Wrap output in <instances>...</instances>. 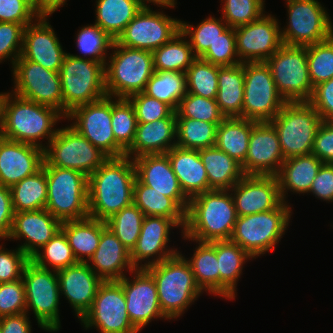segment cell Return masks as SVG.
I'll use <instances>...</instances> for the list:
<instances>
[{
	"instance_id": "6da1fadb",
	"label": "cell",
	"mask_w": 333,
	"mask_h": 333,
	"mask_svg": "<svg viewBox=\"0 0 333 333\" xmlns=\"http://www.w3.org/2000/svg\"><path fill=\"white\" fill-rule=\"evenodd\" d=\"M136 168L128 156L110 157L88 177L89 217L107 221L133 204Z\"/></svg>"
},
{
	"instance_id": "7a4b0ae2",
	"label": "cell",
	"mask_w": 333,
	"mask_h": 333,
	"mask_svg": "<svg viewBox=\"0 0 333 333\" xmlns=\"http://www.w3.org/2000/svg\"><path fill=\"white\" fill-rule=\"evenodd\" d=\"M230 190H211L189 200L184 240L213 242L230 240L237 220Z\"/></svg>"
},
{
	"instance_id": "3957f363",
	"label": "cell",
	"mask_w": 333,
	"mask_h": 333,
	"mask_svg": "<svg viewBox=\"0 0 333 333\" xmlns=\"http://www.w3.org/2000/svg\"><path fill=\"white\" fill-rule=\"evenodd\" d=\"M65 118L58 110L26 100L13 93H5L2 102L0 135L3 138L28 143L45 149L40 139L54 138L57 121Z\"/></svg>"
},
{
	"instance_id": "277c9868",
	"label": "cell",
	"mask_w": 333,
	"mask_h": 333,
	"mask_svg": "<svg viewBox=\"0 0 333 333\" xmlns=\"http://www.w3.org/2000/svg\"><path fill=\"white\" fill-rule=\"evenodd\" d=\"M145 269L156 283L161 311L168 320L182 316L187 307L204 293L196 284L187 258L180 252Z\"/></svg>"
},
{
	"instance_id": "5b68a950",
	"label": "cell",
	"mask_w": 333,
	"mask_h": 333,
	"mask_svg": "<svg viewBox=\"0 0 333 333\" xmlns=\"http://www.w3.org/2000/svg\"><path fill=\"white\" fill-rule=\"evenodd\" d=\"M111 49L114 53L105 63L107 96L129 98L143 92L154 73L153 52L128 48L116 40Z\"/></svg>"
},
{
	"instance_id": "8992f818",
	"label": "cell",
	"mask_w": 333,
	"mask_h": 333,
	"mask_svg": "<svg viewBox=\"0 0 333 333\" xmlns=\"http://www.w3.org/2000/svg\"><path fill=\"white\" fill-rule=\"evenodd\" d=\"M47 179L45 209L61 222L89 217L88 177L76 170L43 163Z\"/></svg>"
},
{
	"instance_id": "52a82bcc",
	"label": "cell",
	"mask_w": 333,
	"mask_h": 333,
	"mask_svg": "<svg viewBox=\"0 0 333 333\" xmlns=\"http://www.w3.org/2000/svg\"><path fill=\"white\" fill-rule=\"evenodd\" d=\"M291 212V207L283 201L273 210L238 216L230 240L238 244L253 259L274 251L287 230Z\"/></svg>"
},
{
	"instance_id": "ba28073f",
	"label": "cell",
	"mask_w": 333,
	"mask_h": 333,
	"mask_svg": "<svg viewBox=\"0 0 333 333\" xmlns=\"http://www.w3.org/2000/svg\"><path fill=\"white\" fill-rule=\"evenodd\" d=\"M63 116L74 108L96 102L107 96L105 86V64L89 59L77 58L67 53L59 70Z\"/></svg>"
},
{
	"instance_id": "9c48e42d",
	"label": "cell",
	"mask_w": 333,
	"mask_h": 333,
	"mask_svg": "<svg viewBox=\"0 0 333 333\" xmlns=\"http://www.w3.org/2000/svg\"><path fill=\"white\" fill-rule=\"evenodd\" d=\"M321 116L309 102H286L270 121L276 129L284 160L312 152Z\"/></svg>"
},
{
	"instance_id": "30bf717a",
	"label": "cell",
	"mask_w": 333,
	"mask_h": 333,
	"mask_svg": "<svg viewBox=\"0 0 333 333\" xmlns=\"http://www.w3.org/2000/svg\"><path fill=\"white\" fill-rule=\"evenodd\" d=\"M22 280L26 295V312L33 310L38 326L48 332L61 328L59 315L60 287L57 271L37 266L29 260Z\"/></svg>"
},
{
	"instance_id": "8fae6325",
	"label": "cell",
	"mask_w": 333,
	"mask_h": 333,
	"mask_svg": "<svg viewBox=\"0 0 333 333\" xmlns=\"http://www.w3.org/2000/svg\"><path fill=\"white\" fill-rule=\"evenodd\" d=\"M279 95L286 102H309L314 87L309 77L307 46L283 44L266 61Z\"/></svg>"
},
{
	"instance_id": "7c38bea8",
	"label": "cell",
	"mask_w": 333,
	"mask_h": 333,
	"mask_svg": "<svg viewBox=\"0 0 333 333\" xmlns=\"http://www.w3.org/2000/svg\"><path fill=\"white\" fill-rule=\"evenodd\" d=\"M109 158L69 125L58 129L44 149V160L50 166L76 170L87 177Z\"/></svg>"
},
{
	"instance_id": "4fadbf2b",
	"label": "cell",
	"mask_w": 333,
	"mask_h": 333,
	"mask_svg": "<svg viewBox=\"0 0 333 333\" xmlns=\"http://www.w3.org/2000/svg\"><path fill=\"white\" fill-rule=\"evenodd\" d=\"M244 100L242 118L270 122L286 101L277 92L266 62L244 63Z\"/></svg>"
},
{
	"instance_id": "5bb4252c",
	"label": "cell",
	"mask_w": 333,
	"mask_h": 333,
	"mask_svg": "<svg viewBox=\"0 0 333 333\" xmlns=\"http://www.w3.org/2000/svg\"><path fill=\"white\" fill-rule=\"evenodd\" d=\"M287 28H280L283 44L307 46L328 39L333 23L318 0H286Z\"/></svg>"
},
{
	"instance_id": "9a60e30c",
	"label": "cell",
	"mask_w": 333,
	"mask_h": 333,
	"mask_svg": "<svg viewBox=\"0 0 333 333\" xmlns=\"http://www.w3.org/2000/svg\"><path fill=\"white\" fill-rule=\"evenodd\" d=\"M85 329L100 333H139L129 320L126 299L119 280L103 281L90 309L80 319Z\"/></svg>"
},
{
	"instance_id": "2e32d148",
	"label": "cell",
	"mask_w": 333,
	"mask_h": 333,
	"mask_svg": "<svg viewBox=\"0 0 333 333\" xmlns=\"http://www.w3.org/2000/svg\"><path fill=\"white\" fill-rule=\"evenodd\" d=\"M65 118L75 120L70 126L109 157L125 156V150L115 141L113 134L112 97L80 105Z\"/></svg>"
},
{
	"instance_id": "e0dca14e",
	"label": "cell",
	"mask_w": 333,
	"mask_h": 333,
	"mask_svg": "<svg viewBox=\"0 0 333 333\" xmlns=\"http://www.w3.org/2000/svg\"><path fill=\"white\" fill-rule=\"evenodd\" d=\"M13 94L52 107L63 115V94L59 72L51 71L27 59L12 66Z\"/></svg>"
},
{
	"instance_id": "ac0fdd59",
	"label": "cell",
	"mask_w": 333,
	"mask_h": 333,
	"mask_svg": "<svg viewBox=\"0 0 333 333\" xmlns=\"http://www.w3.org/2000/svg\"><path fill=\"white\" fill-rule=\"evenodd\" d=\"M180 31L181 20L143 6L116 41L128 48L153 52Z\"/></svg>"
},
{
	"instance_id": "d6986e66",
	"label": "cell",
	"mask_w": 333,
	"mask_h": 333,
	"mask_svg": "<svg viewBox=\"0 0 333 333\" xmlns=\"http://www.w3.org/2000/svg\"><path fill=\"white\" fill-rule=\"evenodd\" d=\"M278 19L271 14L234 29L236 52L241 63L265 62L282 45Z\"/></svg>"
},
{
	"instance_id": "ffe728a7",
	"label": "cell",
	"mask_w": 333,
	"mask_h": 333,
	"mask_svg": "<svg viewBox=\"0 0 333 333\" xmlns=\"http://www.w3.org/2000/svg\"><path fill=\"white\" fill-rule=\"evenodd\" d=\"M185 224L186 220H171L162 216H145L136 246L130 252L132 265L135 268H146L179 253L178 250L168 248L170 228L180 226L182 227L181 233H183ZM143 261H145L144 264H142Z\"/></svg>"
},
{
	"instance_id": "44dd1931",
	"label": "cell",
	"mask_w": 333,
	"mask_h": 333,
	"mask_svg": "<svg viewBox=\"0 0 333 333\" xmlns=\"http://www.w3.org/2000/svg\"><path fill=\"white\" fill-rule=\"evenodd\" d=\"M131 273L133 280L125 275L119 281L124 291L129 320L140 332L153 319L167 318L161 311L152 275L145 268H135Z\"/></svg>"
},
{
	"instance_id": "7402d4cb",
	"label": "cell",
	"mask_w": 333,
	"mask_h": 333,
	"mask_svg": "<svg viewBox=\"0 0 333 333\" xmlns=\"http://www.w3.org/2000/svg\"><path fill=\"white\" fill-rule=\"evenodd\" d=\"M284 162L279 136L270 122L252 120V132L245 162V175L276 176Z\"/></svg>"
},
{
	"instance_id": "603a6c76",
	"label": "cell",
	"mask_w": 333,
	"mask_h": 333,
	"mask_svg": "<svg viewBox=\"0 0 333 333\" xmlns=\"http://www.w3.org/2000/svg\"><path fill=\"white\" fill-rule=\"evenodd\" d=\"M48 18V15H40L34 23L25 26L23 48L18 59H27L59 72L67 52L62 49Z\"/></svg>"
},
{
	"instance_id": "cb8c5ba5",
	"label": "cell",
	"mask_w": 333,
	"mask_h": 333,
	"mask_svg": "<svg viewBox=\"0 0 333 333\" xmlns=\"http://www.w3.org/2000/svg\"><path fill=\"white\" fill-rule=\"evenodd\" d=\"M230 192L238 216L273 210L283 202L276 176L245 175Z\"/></svg>"
},
{
	"instance_id": "d4e9b609",
	"label": "cell",
	"mask_w": 333,
	"mask_h": 333,
	"mask_svg": "<svg viewBox=\"0 0 333 333\" xmlns=\"http://www.w3.org/2000/svg\"><path fill=\"white\" fill-rule=\"evenodd\" d=\"M44 163V149L0 135V185L11 188L38 172Z\"/></svg>"
},
{
	"instance_id": "484cf974",
	"label": "cell",
	"mask_w": 333,
	"mask_h": 333,
	"mask_svg": "<svg viewBox=\"0 0 333 333\" xmlns=\"http://www.w3.org/2000/svg\"><path fill=\"white\" fill-rule=\"evenodd\" d=\"M61 225L46 209L14 212L8 239H25L19 248L31 258L61 230Z\"/></svg>"
},
{
	"instance_id": "4316f807",
	"label": "cell",
	"mask_w": 333,
	"mask_h": 333,
	"mask_svg": "<svg viewBox=\"0 0 333 333\" xmlns=\"http://www.w3.org/2000/svg\"><path fill=\"white\" fill-rule=\"evenodd\" d=\"M60 295H64L80 320L90 309L103 280L86 262H77L57 271Z\"/></svg>"
},
{
	"instance_id": "83f0119b",
	"label": "cell",
	"mask_w": 333,
	"mask_h": 333,
	"mask_svg": "<svg viewBox=\"0 0 333 333\" xmlns=\"http://www.w3.org/2000/svg\"><path fill=\"white\" fill-rule=\"evenodd\" d=\"M136 177L155 191L172 198L185 212L189 199L184 195L166 154L143 155L133 159Z\"/></svg>"
},
{
	"instance_id": "f1b7e54d",
	"label": "cell",
	"mask_w": 333,
	"mask_h": 333,
	"mask_svg": "<svg viewBox=\"0 0 333 333\" xmlns=\"http://www.w3.org/2000/svg\"><path fill=\"white\" fill-rule=\"evenodd\" d=\"M89 261L86 263L103 281L120 280L126 274L124 270L131 273L135 269L130 251L107 226L102 230L98 247Z\"/></svg>"
},
{
	"instance_id": "f546056e",
	"label": "cell",
	"mask_w": 333,
	"mask_h": 333,
	"mask_svg": "<svg viewBox=\"0 0 333 333\" xmlns=\"http://www.w3.org/2000/svg\"><path fill=\"white\" fill-rule=\"evenodd\" d=\"M174 146L176 111L167 118L151 123H137L134 141L125 151V156L134 159L143 155L166 154Z\"/></svg>"
},
{
	"instance_id": "4dcf8cb0",
	"label": "cell",
	"mask_w": 333,
	"mask_h": 333,
	"mask_svg": "<svg viewBox=\"0 0 333 333\" xmlns=\"http://www.w3.org/2000/svg\"><path fill=\"white\" fill-rule=\"evenodd\" d=\"M166 155L181 190L189 200L203 192L212 190L209 187L207 172L199 156V150L174 146Z\"/></svg>"
},
{
	"instance_id": "1f68e13d",
	"label": "cell",
	"mask_w": 333,
	"mask_h": 333,
	"mask_svg": "<svg viewBox=\"0 0 333 333\" xmlns=\"http://www.w3.org/2000/svg\"><path fill=\"white\" fill-rule=\"evenodd\" d=\"M323 164L313 154L285 159L276 175L282 200L286 202L288 191L308 194Z\"/></svg>"
},
{
	"instance_id": "d6a6232c",
	"label": "cell",
	"mask_w": 333,
	"mask_h": 333,
	"mask_svg": "<svg viewBox=\"0 0 333 333\" xmlns=\"http://www.w3.org/2000/svg\"><path fill=\"white\" fill-rule=\"evenodd\" d=\"M244 63L219 66L216 102L226 118H242L244 100Z\"/></svg>"
},
{
	"instance_id": "836d02e7",
	"label": "cell",
	"mask_w": 333,
	"mask_h": 333,
	"mask_svg": "<svg viewBox=\"0 0 333 333\" xmlns=\"http://www.w3.org/2000/svg\"><path fill=\"white\" fill-rule=\"evenodd\" d=\"M212 190H230L244 176L241 164L216 146L199 150Z\"/></svg>"
},
{
	"instance_id": "e575fe53",
	"label": "cell",
	"mask_w": 333,
	"mask_h": 333,
	"mask_svg": "<svg viewBox=\"0 0 333 333\" xmlns=\"http://www.w3.org/2000/svg\"><path fill=\"white\" fill-rule=\"evenodd\" d=\"M105 227V221L91 217L62 222L61 230L66 235L77 262H89L98 247L101 232Z\"/></svg>"
},
{
	"instance_id": "d590c367",
	"label": "cell",
	"mask_w": 333,
	"mask_h": 333,
	"mask_svg": "<svg viewBox=\"0 0 333 333\" xmlns=\"http://www.w3.org/2000/svg\"><path fill=\"white\" fill-rule=\"evenodd\" d=\"M252 257L231 240L217 241V261L220 272V297L235 299L238 278L243 265Z\"/></svg>"
},
{
	"instance_id": "8d00e7d4",
	"label": "cell",
	"mask_w": 333,
	"mask_h": 333,
	"mask_svg": "<svg viewBox=\"0 0 333 333\" xmlns=\"http://www.w3.org/2000/svg\"><path fill=\"white\" fill-rule=\"evenodd\" d=\"M142 7L137 0H96L95 25L115 41Z\"/></svg>"
},
{
	"instance_id": "74e56055",
	"label": "cell",
	"mask_w": 333,
	"mask_h": 333,
	"mask_svg": "<svg viewBox=\"0 0 333 333\" xmlns=\"http://www.w3.org/2000/svg\"><path fill=\"white\" fill-rule=\"evenodd\" d=\"M251 132L252 120L225 118L218 125L215 146L242 165L246 159Z\"/></svg>"
},
{
	"instance_id": "f35d334b",
	"label": "cell",
	"mask_w": 333,
	"mask_h": 333,
	"mask_svg": "<svg viewBox=\"0 0 333 333\" xmlns=\"http://www.w3.org/2000/svg\"><path fill=\"white\" fill-rule=\"evenodd\" d=\"M192 258L187 259L196 284L202 291L220 297V272L217 261V241L197 242Z\"/></svg>"
},
{
	"instance_id": "ab89813d",
	"label": "cell",
	"mask_w": 333,
	"mask_h": 333,
	"mask_svg": "<svg viewBox=\"0 0 333 333\" xmlns=\"http://www.w3.org/2000/svg\"><path fill=\"white\" fill-rule=\"evenodd\" d=\"M14 212L45 209L47 202V179L45 169L27 176L11 188Z\"/></svg>"
},
{
	"instance_id": "60d3db41",
	"label": "cell",
	"mask_w": 333,
	"mask_h": 333,
	"mask_svg": "<svg viewBox=\"0 0 333 333\" xmlns=\"http://www.w3.org/2000/svg\"><path fill=\"white\" fill-rule=\"evenodd\" d=\"M133 203L145 216L186 220V212L172 198L144 185L137 177L134 183Z\"/></svg>"
},
{
	"instance_id": "b9f144b4",
	"label": "cell",
	"mask_w": 333,
	"mask_h": 333,
	"mask_svg": "<svg viewBox=\"0 0 333 333\" xmlns=\"http://www.w3.org/2000/svg\"><path fill=\"white\" fill-rule=\"evenodd\" d=\"M196 58L189 40H186V36L180 31L166 44L153 51L154 71L185 73Z\"/></svg>"
},
{
	"instance_id": "7bdbcfd3",
	"label": "cell",
	"mask_w": 333,
	"mask_h": 333,
	"mask_svg": "<svg viewBox=\"0 0 333 333\" xmlns=\"http://www.w3.org/2000/svg\"><path fill=\"white\" fill-rule=\"evenodd\" d=\"M143 92L165 102L176 111L187 93L186 74L167 70L154 71Z\"/></svg>"
},
{
	"instance_id": "ee69618b",
	"label": "cell",
	"mask_w": 333,
	"mask_h": 333,
	"mask_svg": "<svg viewBox=\"0 0 333 333\" xmlns=\"http://www.w3.org/2000/svg\"><path fill=\"white\" fill-rule=\"evenodd\" d=\"M219 124L190 118H176V146L192 150L215 146Z\"/></svg>"
},
{
	"instance_id": "f6af8a7d",
	"label": "cell",
	"mask_w": 333,
	"mask_h": 333,
	"mask_svg": "<svg viewBox=\"0 0 333 333\" xmlns=\"http://www.w3.org/2000/svg\"><path fill=\"white\" fill-rule=\"evenodd\" d=\"M30 260L39 267L46 269L50 267L53 271H59L77 263L68 239L62 230L39 249Z\"/></svg>"
},
{
	"instance_id": "bcb514c9",
	"label": "cell",
	"mask_w": 333,
	"mask_h": 333,
	"mask_svg": "<svg viewBox=\"0 0 333 333\" xmlns=\"http://www.w3.org/2000/svg\"><path fill=\"white\" fill-rule=\"evenodd\" d=\"M144 218L143 212L133 203L114 214L105 222L106 226L131 252L136 246Z\"/></svg>"
},
{
	"instance_id": "7dc6e473",
	"label": "cell",
	"mask_w": 333,
	"mask_h": 333,
	"mask_svg": "<svg viewBox=\"0 0 333 333\" xmlns=\"http://www.w3.org/2000/svg\"><path fill=\"white\" fill-rule=\"evenodd\" d=\"M219 66L197 57L185 72L187 93L215 99L218 92Z\"/></svg>"
},
{
	"instance_id": "c3c4849f",
	"label": "cell",
	"mask_w": 333,
	"mask_h": 333,
	"mask_svg": "<svg viewBox=\"0 0 333 333\" xmlns=\"http://www.w3.org/2000/svg\"><path fill=\"white\" fill-rule=\"evenodd\" d=\"M207 17L196 28L187 22L181 21V32L189 37L190 45L196 57H201L229 26L221 18ZM223 21V22H222Z\"/></svg>"
},
{
	"instance_id": "681fc988",
	"label": "cell",
	"mask_w": 333,
	"mask_h": 333,
	"mask_svg": "<svg viewBox=\"0 0 333 333\" xmlns=\"http://www.w3.org/2000/svg\"><path fill=\"white\" fill-rule=\"evenodd\" d=\"M111 121L115 141L126 151L134 141L137 128L135 109L128 98L112 97Z\"/></svg>"
},
{
	"instance_id": "f907efd6",
	"label": "cell",
	"mask_w": 333,
	"mask_h": 333,
	"mask_svg": "<svg viewBox=\"0 0 333 333\" xmlns=\"http://www.w3.org/2000/svg\"><path fill=\"white\" fill-rule=\"evenodd\" d=\"M80 29L76 37V46L83 55H71L105 64L107 50L111 49L114 40L95 24H88Z\"/></svg>"
},
{
	"instance_id": "816d5d0a",
	"label": "cell",
	"mask_w": 333,
	"mask_h": 333,
	"mask_svg": "<svg viewBox=\"0 0 333 333\" xmlns=\"http://www.w3.org/2000/svg\"><path fill=\"white\" fill-rule=\"evenodd\" d=\"M307 63L313 87L333 78V34L324 41L307 45Z\"/></svg>"
},
{
	"instance_id": "f5cc1de1",
	"label": "cell",
	"mask_w": 333,
	"mask_h": 333,
	"mask_svg": "<svg viewBox=\"0 0 333 333\" xmlns=\"http://www.w3.org/2000/svg\"><path fill=\"white\" fill-rule=\"evenodd\" d=\"M176 118L221 123L226 117L221 113L215 99L186 93L176 110Z\"/></svg>"
},
{
	"instance_id": "db71d44e",
	"label": "cell",
	"mask_w": 333,
	"mask_h": 333,
	"mask_svg": "<svg viewBox=\"0 0 333 333\" xmlns=\"http://www.w3.org/2000/svg\"><path fill=\"white\" fill-rule=\"evenodd\" d=\"M222 19L229 27L237 28L261 18L265 0H221Z\"/></svg>"
},
{
	"instance_id": "11a10c76",
	"label": "cell",
	"mask_w": 333,
	"mask_h": 333,
	"mask_svg": "<svg viewBox=\"0 0 333 333\" xmlns=\"http://www.w3.org/2000/svg\"><path fill=\"white\" fill-rule=\"evenodd\" d=\"M201 59L220 67L233 66L241 63L236 52L235 31L229 27L210 45Z\"/></svg>"
},
{
	"instance_id": "9f6ffc18",
	"label": "cell",
	"mask_w": 333,
	"mask_h": 333,
	"mask_svg": "<svg viewBox=\"0 0 333 333\" xmlns=\"http://www.w3.org/2000/svg\"><path fill=\"white\" fill-rule=\"evenodd\" d=\"M128 99L134 106L137 123H151L167 118L175 111L165 102L157 100L144 92L134 94Z\"/></svg>"
},
{
	"instance_id": "6f0895ef",
	"label": "cell",
	"mask_w": 333,
	"mask_h": 333,
	"mask_svg": "<svg viewBox=\"0 0 333 333\" xmlns=\"http://www.w3.org/2000/svg\"><path fill=\"white\" fill-rule=\"evenodd\" d=\"M26 312V295L22 278L0 283V317Z\"/></svg>"
},
{
	"instance_id": "680465c9",
	"label": "cell",
	"mask_w": 333,
	"mask_h": 333,
	"mask_svg": "<svg viewBox=\"0 0 333 333\" xmlns=\"http://www.w3.org/2000/svg\"><path fill=\"white\" fill-rule=\"evenodd\" d=\"M24 26L13 22H0V63L10 59L12 66L23 48Z\"/></svg>"
},
{
	"instance_id": "91938a15",
	"label": "cell",
	"mask_w": 333,
	"mask_h": 333,
	"mask_svg": "<svg viewBox=\"0 0 333 333\" xmlns=\"http://www.w3.org/2000/svg\"><path fill=\"white\" fill-rule=\"evenodd\" d=\"M40 15L33 0H0V22H13L25 27Z\"/></svg>"
},
{
	"instance_id": "94428289",
	"label": "cell",
	"mask_w": 333,
	"mask_h": 333,
	"mask_svg": "<svg viewBox=\"0 0 333 333\" xmlns=\"http://www.w3.org/2000/svg\"><path fill=\"white\" fill-rule=\"evenodd\" d=\"M30 258L18 247L5 250L0 245V283L12 282L22 278L26 263Z\"/></svg>"
},
{
	"instance_id": "6125c7cd",
	"label": "cell",
	"mask_w": 333,
	"mask_h": 333,
	"mask_svg": "<svg viewBox=\"0 0 333 333\" xmlns=\"http://www.w3.org/2000/svg\"><path fill=\"white\" fill-rule=\"evenodd\" d=\"M309 103L321 116L322 121H333V78L314 87Z\"/></svg>"
},
{
	"instance_id": "be15d7a7",
	"label": "cell",
	"mask_w": 333,
	"mask_h": 333,
	"mask_svg": "<svg viewBox=\"0 0 333 333\" xmlns=\"http://www.w3.org/2000/svg\"><path fill=\"white\" fill-rule=\"evenodd\" d=\"M323 163L333 164V121H322L315 135L312 152Z\"/></svg>"
},
{
	"instance_id": "e7e4bbea",
	"label": "cell",
	"mask_w": 333,
	"mask_h": 333,
	"mask_svg": "<svg viewBox=\"0 0 333 333\" xmlns=\"http://www.w3.org/2000/svg\"><path fill=\"white\" fill-rule=\"evenodd\" d=\"M311 192L316 198L333 201V164L324 163L320 167L308 193Z\"/></svg>"
},
{
	"instance_id": "03108f58",
	"label": "cell",
	"mask_w": 333,
	"mask_h": 333,
	"mask_svg": "<svg viewBox=\"0 0 333 333\" xmlns=\"http://www.w3.org/2000/svg\"><path fill=\"white\" fill-rule=\"evenodd\" d=\"M14 217L12 195L9 187L0 185V240L8 238Z\"/></svg>"
},
{
	"instance_id": "003e7915",
	"label": "cell",
	"mask_w": 333,
	"mask_h": 333,
	"mask_svg": "<svg viewBox=\"0 0 333 333\" xmlns=\"http://www.w3.org/2000/svg\"><path fill=\"white\" fill-rule=\"evenodd\" d=\"M27 312L0 317L1 333H31L32 325Z\"/></svg>"
},
{
	"instance_id": "a7ac6f4b",
	"label": "cell",
	"mask_w": 333,
	"mask_h": 333,
	"mask_svg": "<svg viewBox=\"0 0 333 333\" xmlns=\"http://www.w3.org/2000/svg\"><path fill=\"white\" fill-rule=\"evenodd\" d=\"M66 0H33L35 9L41 15H48L49 17L58 10V8L64 6Z\"/></svg>"
},
{
	"instance_id": "89a4df30",
	"label": "cell",
	"mask_w": 333,
	"mask_h": 333,
	"mask_svg": "<svg viewBox=\"0 0 333 333\" xmlns=\"http://www.w3.org/2000/svg\"><path fill=\"white\" fill-rule=\"evenodd\" d=\"M142 6H150L147 3H154L157 6L161 7H176L177 2L175 0H137Z\"/></svg>"
},
{
	"instance_id": "2644e50d",
	"label": "cell",
	"mask_w": 333,
	"mask_h": 333,
	"mask_svg": "<svg viewBox=\"0 0 333 333\" xmlns=\"http://www.w3.org/2000/svg\"><path fill=\"white\" fill-rule=\"evenodd\" d=\"M4 95H5V93H0V128H1L2 102H3Z\"/></svg>"
}]
</instances>
